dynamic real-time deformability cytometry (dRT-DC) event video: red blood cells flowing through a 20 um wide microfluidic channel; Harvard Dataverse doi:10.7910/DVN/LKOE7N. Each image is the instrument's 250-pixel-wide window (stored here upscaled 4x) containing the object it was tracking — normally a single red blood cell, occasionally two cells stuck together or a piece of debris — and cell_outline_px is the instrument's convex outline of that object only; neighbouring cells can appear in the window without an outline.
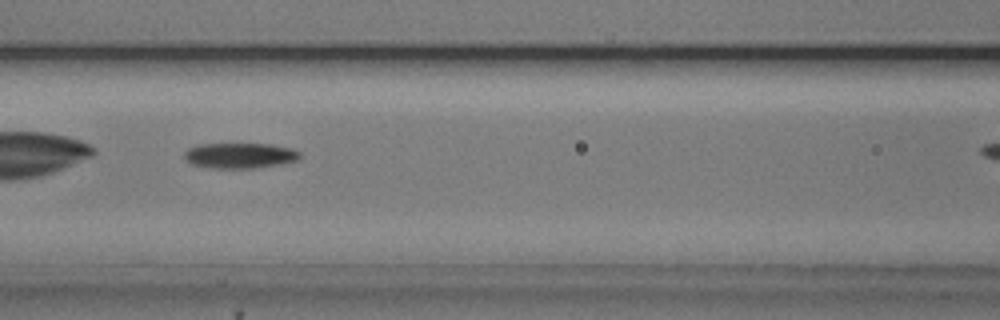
{"species": "common noctule bat (a hibernating species)", "species_latin": "Nyctalus noctula", "temperature_condition": "cold", "stored_images_in_passage": 44, "camera_frame_rate_fps": 3000, "um_per_image_px": 0.085, "animal": {"sex": "male", "body_mass_g": 20.5, "forearm_length_mm": 52.5}, "frame": {"image": 1, "passage_image": 23, "time_ms": 7.333, "image_size_px": [1000, 320], "cell_outline_px": [[304, 156], [300, 160], [252, 168], [212, 168], [192, 164], [184, 156], [184, 152], [188, 148], [200, 144], [272, 144], [292, 148], [300, 152]], "centroid_in_image_um": [20.44, 13.21], "position_along_channel_um": 146.2, "area_um2": 17.11}}
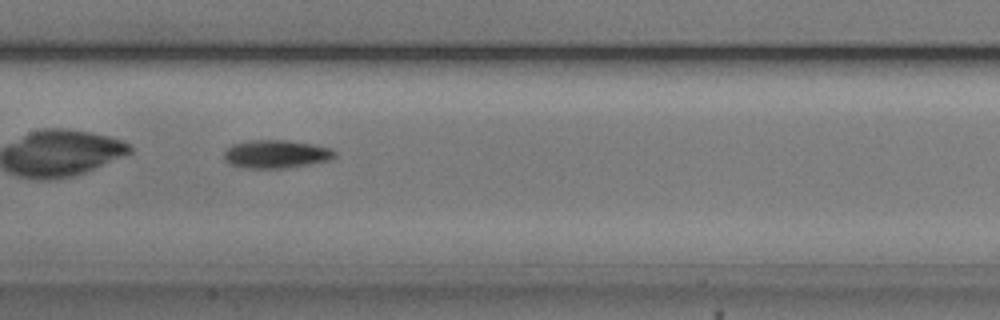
{"frame": {"image": 2, "passage_image": 26, "time_ms": 8.333, "image_size_px": [1000, 320], "cell_outline_px": [[336, 156], [328, 160], [288, 168], [240, 168], [228, 164], [224, 160], [224, 152], [232, 144], [248, 140], [288, 140], [312, 144], [332, 148], [336, 152]], "centroid_in_image_um": [23.43, 13.1], "position_along_channel_um": 184.0, "area_um2": 18.38}}